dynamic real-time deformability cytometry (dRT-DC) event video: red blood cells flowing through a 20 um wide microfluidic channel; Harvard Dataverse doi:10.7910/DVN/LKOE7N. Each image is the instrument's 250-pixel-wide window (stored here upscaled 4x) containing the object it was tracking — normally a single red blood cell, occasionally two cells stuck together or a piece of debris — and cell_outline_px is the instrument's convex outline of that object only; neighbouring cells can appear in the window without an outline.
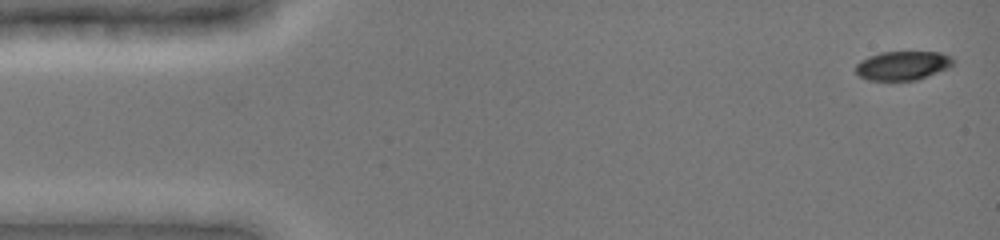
{"species": "common noctule bat (a hibernating species)", "species_latin": "Nyctalus noctula", "temperature_condition": "cold", "stored_images_in_passage": 37, "camera_frame_rate_fps": 3000, "um_per_image_px": 0.085, "animal": {"sex": "female", "body_mass_g": 19.0, "forearm_length_mm": 51.5}, "frame": {"image": 1, "passage_image": 1, "time_ms": 0.0, "image_size_px": [1000, 240], "cell_outline_px": [[956, 64], [948, 68], [928, 76], [916, 80], [868, 80], [860, 76], [856, 72], [856, 64], [860, 60], [868, 56], [880, 52], [940, 52], [952, 56], [956, 60]], "centroid_in_image_um": [76.77, 5.56], "position_along_channel_um": 8.2, "area_um2": 16.65}}
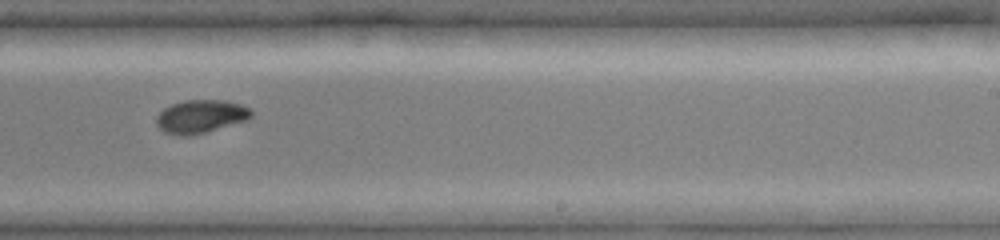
{"frame": {"image": 2, "passage_image": 20, "time_ms": 9.667, "image_size_px": [1000, 240], "cell_outline_px": [[252, 116], [248, 120], [204, 132], [188, 136], [180, 136], [164, 132], [156, 124], [156, 116], [164, 108], [172, 104], [184, 100], [224, 100], [240, 104], [252, 108]], "centroid_in_image_um": [17.07, 9.89], "position_along_channel_um": 271.9, "area_um2": 18.38}}
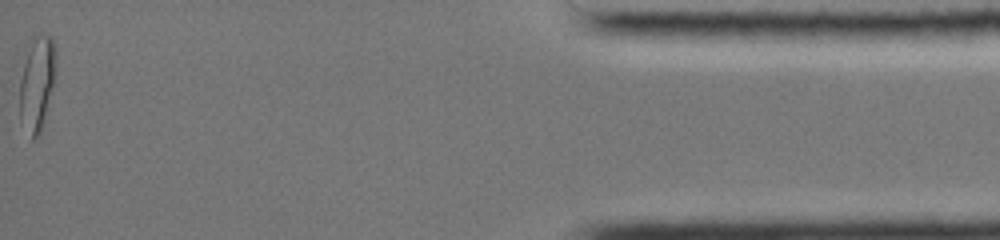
{"frame": {"image": 3, "passage_image": 37, "time_ms": 15.667, "image_size_px": [1000, 240], "cell_outline_px": [[56, 76], [44, 120], [40, 132], [32, 140], [20, 120], [20, 80], [28, 36], [36, 32], [40, 32], [52, 36], [56, 48]], "centroid_in_image_um": [3.15, 6.91], "position_along_channel_um": 432.1, "area_um2": 20.87}, "authors_computed_cell_mechanics": {"area_um2": 18.3226, "velocity_mm_per_s": 3.9678, "shape_relaxation_time_tau1_ms": 8.7987, "shape_relaxation_time_tau2_ms": 3.6379, "deformation_change_tau1": 0.2005, "deformation_change_tau2": 0.046}}